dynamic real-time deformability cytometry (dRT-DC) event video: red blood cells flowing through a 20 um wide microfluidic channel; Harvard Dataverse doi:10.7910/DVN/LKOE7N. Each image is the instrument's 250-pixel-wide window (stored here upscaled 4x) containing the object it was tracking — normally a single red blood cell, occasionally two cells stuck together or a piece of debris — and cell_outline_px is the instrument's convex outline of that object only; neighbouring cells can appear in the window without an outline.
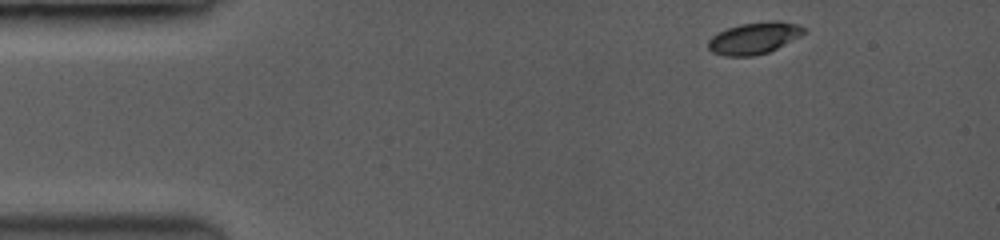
{"species": "common noctule bat (a hibernating species)", "species_latin": "Nyctalus noctula", "temperature_condition": "room temperature", "stored_images_in_passage": 28, "camera_frame_rate_fps": 3500, "um_per_image_px": 0.085, "animal": {"sex": "female", "body_mass_g": 19.0, "forearm_length_mm": 53.3}, "frame": {"image": 1, "passage_image": 1, "time_ms": 0.0, "image_size_px": [1000, 240], "cell_outline_px": [[804, 32], [776, 48], [768, 52], [752, 56], [724, 56], [712, 52], [708, 48], [708, 40], [712, 36], [728, 28], [740, 24], [796, 24], [804, 28]], "centroid_in_image_um": [63.96, 3.31], "position_along_channel_um": 21.0, "area_um2": 16.42}}